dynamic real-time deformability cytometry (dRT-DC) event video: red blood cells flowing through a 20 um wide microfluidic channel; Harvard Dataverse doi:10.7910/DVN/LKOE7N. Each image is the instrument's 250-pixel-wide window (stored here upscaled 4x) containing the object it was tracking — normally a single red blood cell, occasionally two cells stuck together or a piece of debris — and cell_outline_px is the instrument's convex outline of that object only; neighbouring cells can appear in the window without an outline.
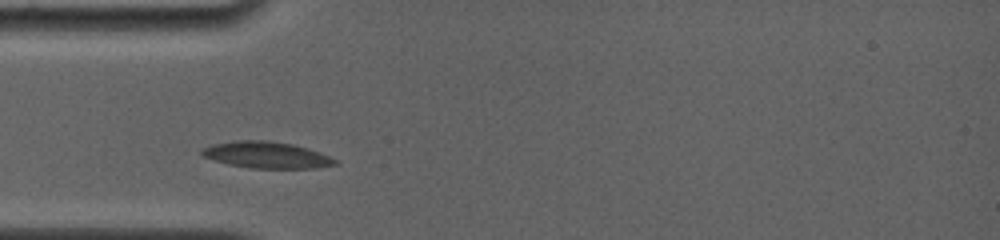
{"species": "common noctule bat (a hibernating species)", "species_latin": "Nyctalus noctula", "temperature_condition": "room temperature", "stored_images_in_passage": 13, "camera_frame_rate_fps": 4000, "um_per_image_px": 0.085, "animal": {"sex": "female", "body_mass_g": 19.0, "forearm_length_mm": 56.7}, "frame": {"image": 1, "passage_image": 6, "time_ms": 5.5, "image_size_px": [1000, 240], "cell_outline_px": [[336, 164], [312, 168], [252, 168], [228, 164], [200, 156], [200, 148], [212, 144], [236, 140], [268, 140], [292, 144], [308, 148], [328, 156], [336, 160]], "centroid_in_image_um": [22.56, 13.16], "position_along_channel_um": 62.4, "area_um2": 20.52}}
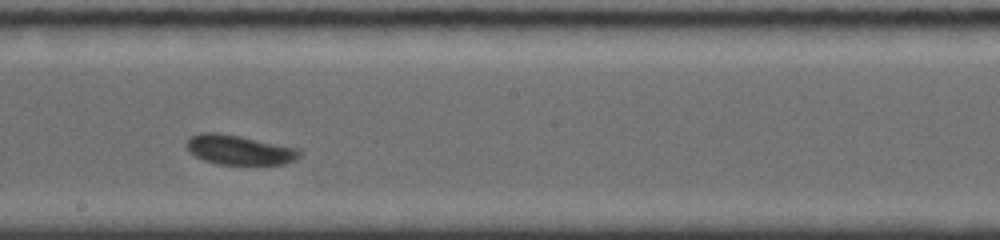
{"frame": {"image": 2, "passage_image": 10, "time_ms": 10.0, "image_size_px": [1000, 240], "cell_outline_px": [[300, 156], [296, 160], [284, 164], [216, 164], [204, 160], [188, 152], [184, 144], [192, 136], [200, 132], [216, 132], [240, 136], [296, 148], [300, 152]], "centroid_in_image_um": [20.28, 12.74], "position_along_channel_um": 227.9, "area_um2": 19.42}}
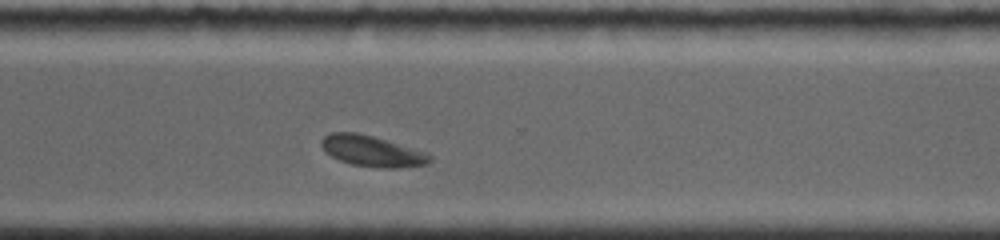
{"frame": {"image": 3, "passage_image": 13, "time_ms": 13.0, "image_size_px": [1000, 240], "cell_outline_px": [[432, 160], [424, 164], [396, 168], [380, 168], [352, 164], [340, 160], [324, 152], [320, 144], [320, 140], [324, 136], [332, 132], [356, 132], [372, 136], [428, 152], [432, 156]], "centroid_in_image_um": [31.6, 12.83], "position_along_channel_um": 339.0, "area_um2": 19.48}}